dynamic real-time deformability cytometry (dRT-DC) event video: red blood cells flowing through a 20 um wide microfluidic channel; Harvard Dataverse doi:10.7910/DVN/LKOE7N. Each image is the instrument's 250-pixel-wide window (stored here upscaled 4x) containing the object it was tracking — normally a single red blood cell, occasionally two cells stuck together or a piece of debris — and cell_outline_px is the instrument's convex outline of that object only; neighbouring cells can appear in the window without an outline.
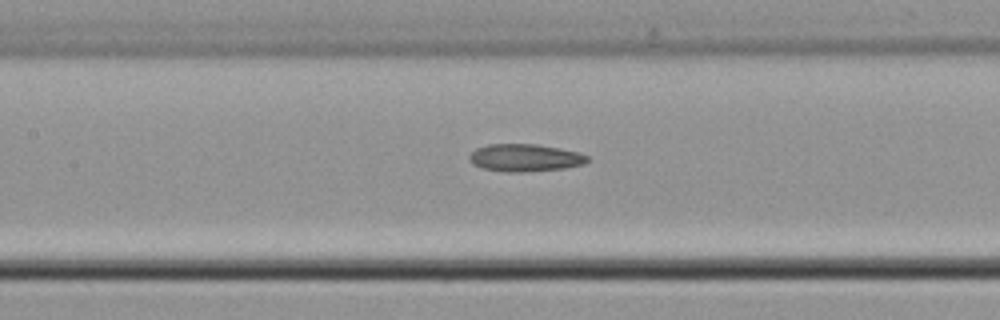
{"species": "common noctule bat (a hibernating species)", "species_latin": "Nyctalus noctula", "temperature_condition": "cold", "stored_images_in_passage": 15, "camera_frame_rate_fps": 3000, "um_per_image_px": 0.085, "animal": {"sex": "male", "body_mass_g": 21.5, "forearm_length_mm": 52.0}, "frame": {"image": 1, "passage_image": 13, "time_ms": 4.0, "image_size_px": [1000, 320], "cell_outline_px": [[588, 160], [584, 164], [564, 168], [520, 172], [504, 172], [480, 168], [472, 164], [468, 160], [468, 156], [476, 148], [488, 144], [536, 144], [560, 148], [580, 152], [588, 156]], "centroid_in_image_um": [44.59, 13.41], "position_along_channel_um": 162.8, "area_um2": 19.07}}